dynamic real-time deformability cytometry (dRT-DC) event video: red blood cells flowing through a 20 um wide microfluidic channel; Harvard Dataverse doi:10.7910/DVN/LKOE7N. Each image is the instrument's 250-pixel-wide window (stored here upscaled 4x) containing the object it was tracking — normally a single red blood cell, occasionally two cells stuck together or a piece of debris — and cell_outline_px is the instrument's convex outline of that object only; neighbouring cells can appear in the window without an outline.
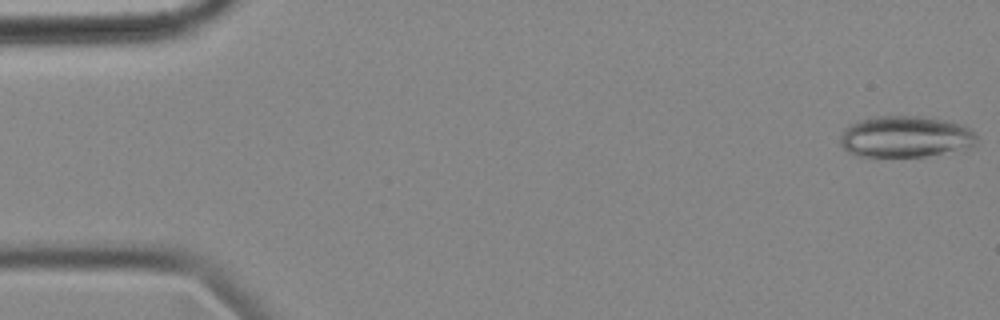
{"species": "common noctule bat (a hibernating species)", "species_latin": "Nyctalus noctula", "temperature_condition": "cold", "stored_images_in_passage": 55, "camera_frame_rate_fps": 3000, "um_per_image_px": 0.085, "animal": {"sex": "female", "body_mass_g": 18.4}, "frame": {"image": 1, "passage_image": 1, "time_ms": 0.0, "image_size_px": [1000, 320], "cell_outline_px": [[976, 144], [964, 152], [924, 156], [856, 156], [848, 152], [840, 144], [840, 136], [844, 128], [848, 124], [856, 120], [872, 116], [920, 116], [952, 120], [968, 128], [976, 136]], "centroid_in_image_um": [76.99, 11.62], "position_along_channel_um": 8.0, "area_um2": 33.81}}
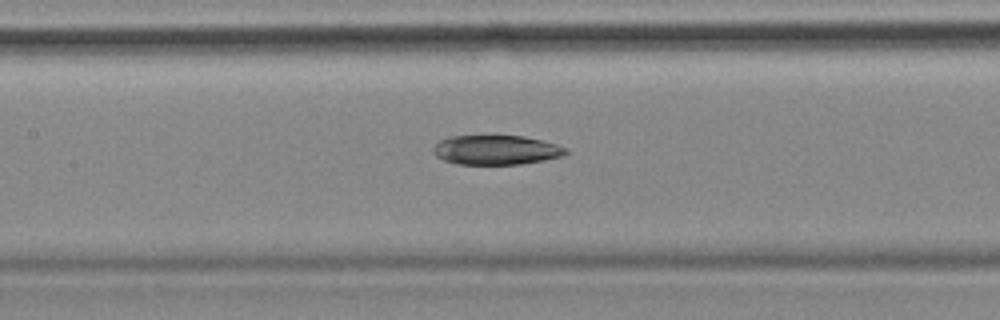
{"frame": {"image": 2, "passage_image": 25, "time_ms": 8.0, "image_size_px": [1000, 320], "cell_outline_px": [[568, 152], [564, 156], [544, 160], [520, 164], [456, 164], [444, 160], [436, 156], [432, 148], [440, 140], [448, 136], [524, 136], [544, 140], [568, 148]], "centroid_in_image_um": [42.2, 12.74], "position_along_channel_um": 165.2, "area_um2": 22.89}}
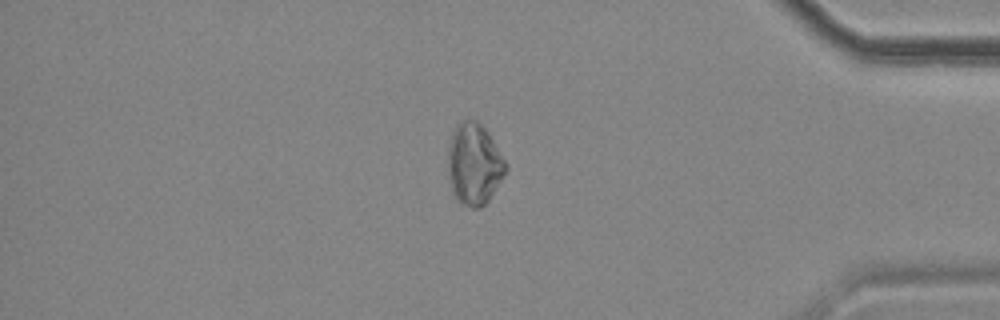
{"frame": {"image": 3, "passage_image": 47, "time_ms": 15.333, "image_size_px": [1000, 320], "cell_outline_px": [[508, 168], [504, 176], [488, 200], [480, 208], [472, 208], [456, 200], [452, 192], [448, 176], [448, 144], [452, 132], [456, 124], [464, 120], [480, 120], [488, 132], [508, 164]], "centroid_in_image_um": [40.3, 13.92], "position_along_channel_um": 394.9, "area_um2": 27.8}, "authors_computed_cell_mechanics": {"area_um2": 26.8192, "velocity_mm_per_s": 3.5505, "shape_relaxation_time_tau1_ms": 6.8637, "shape_relaxation_time_tau2_ms": null, "deformation_change_tau1": 0.1123, "deformation_change_tau2": null}}